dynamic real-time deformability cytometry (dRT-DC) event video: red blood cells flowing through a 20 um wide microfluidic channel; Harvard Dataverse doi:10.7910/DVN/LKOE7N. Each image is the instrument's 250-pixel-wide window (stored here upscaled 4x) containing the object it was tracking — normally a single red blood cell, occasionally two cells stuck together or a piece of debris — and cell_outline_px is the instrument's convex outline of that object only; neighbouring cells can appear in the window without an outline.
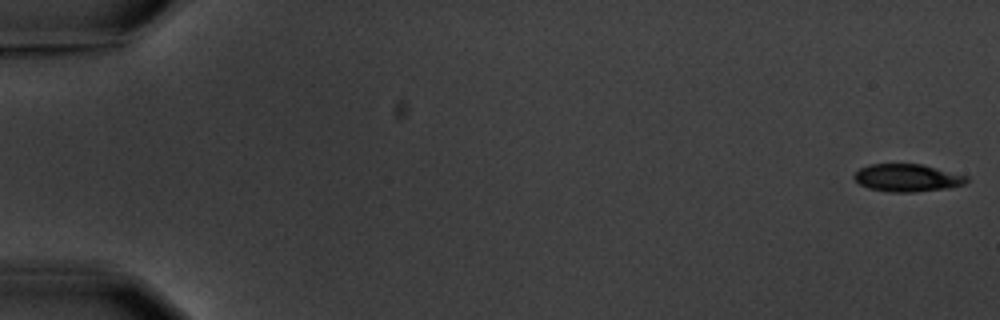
{"species": "common noctule bat (a hibernating species)", "species_latin": "Nyctalus noctula", "temperature_condition": "warm", "stored_images_in_passage": 5, "camera_frame_rate_fps": 3000, "um_per_image_px": 0.085, "animal": {"sex": "male", "body_mass_g": 20.1, "forearm_length_mm": 53.5}, "frame": {"image": 1, "passage_image": 1, "time_ms": 0.0, "image_size_px": [1000, 320], "cell_outline_px": [[968, 180], [964, 184], [948, 188], [916, 192], [888, 192], [868, 188], [860, 184], [852, 176], [860, 168], [872, 164], [920, 164], [968, 176]], "centroid_in_image_um": [77.11, 15.12], "position_along_channel_um": 7.9, "area_um2": 17.98}}
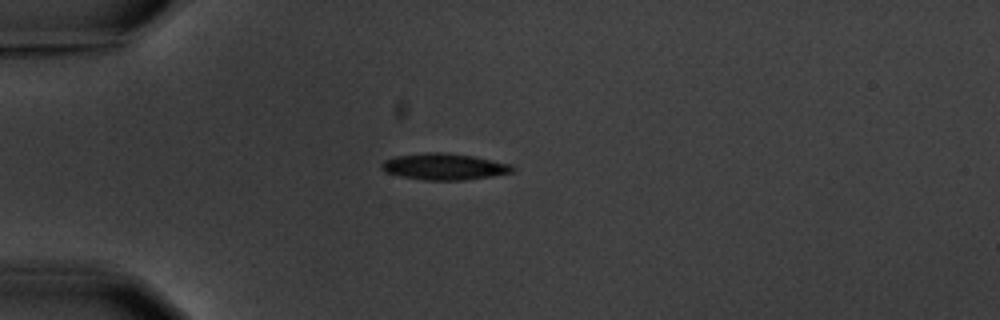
{"frame": {"image": 2, "passage_image": 5, "time_ms": 5.0, "image_size_px": [1000, 320], "cell_outline_px": [[516, 168], [512, 172], [464, 180], [424, 180], [400, 176], [384, 172], [380, 168], [380, 164], [384, 160], [396, 156], [424, 152], [444, 152], [472, 156], [512, 164]], "centroid_in_image_um": [37.71, 14.16], "position_along_channel_um": 47.3, "area_um2": 20.17}}